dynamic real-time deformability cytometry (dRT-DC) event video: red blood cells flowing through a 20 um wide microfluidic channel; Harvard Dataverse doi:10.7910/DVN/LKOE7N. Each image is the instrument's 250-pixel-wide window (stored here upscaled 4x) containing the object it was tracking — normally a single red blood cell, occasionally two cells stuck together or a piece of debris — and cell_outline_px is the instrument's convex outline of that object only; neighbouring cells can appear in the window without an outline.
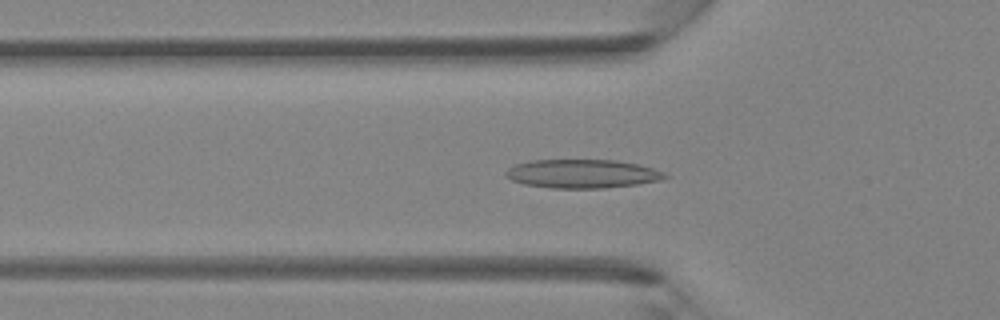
{"species": "Egyptian fruit bat (a non-hibernating species)", "species_latin": "Rousettus aegyptiacus", "temperature_condition": "room temperature", "stored_images_in_passage": 43, "camera_frame_rate_fps": 3000, "um_per_image_px": 0.085, "animal": {"sex": "female"}, "frame": {"image": 1, "passage_image": 14, "time_ms": 4.333, "image_size_px": [1000, 320], "cell_outline_px": [[668, 176], [660, 180], [636, 184], [604, 188], [552, 188], [524, 184], [512, 180], [504, 176], [504, 172], [508, 168], [516, 164], [532, 160], [616, 160], [636, 164], [652, 168], [664, 172]], "centroid_in_image_um": [49.45, 14.77], "position_along_channel_um": 76.3, "area_um2": 26.47}}
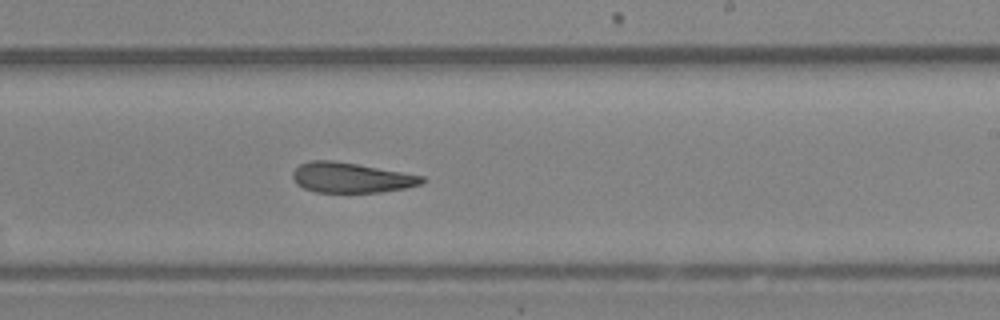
{"frame": {"image": 2, "passage_image": 26, "time_ms": 8.333, "image_size_px": [1000, 320], "cell_outline_px": [[428, 180], [420, 184], [404, 188], [380, 192], [316, 192], [304, 188], [296, 184], [292, 176], [292, 172], [300, 164], [308, 160], [332, 160], [356, 164], [424, 176]], "centroid_in_image_um": [29.82, 15.1], "position_along_channel_um": 259.2, "area_um2": 22.6}}
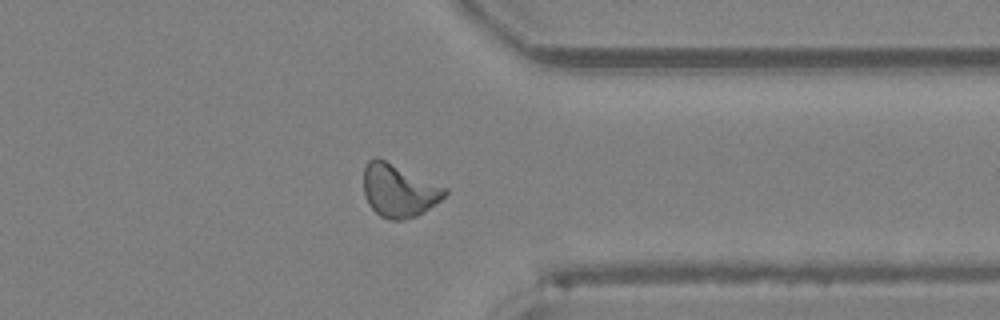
{"frame": {"image": 3, "passage_image": 34, "time_ms": 11.0, "image_size_px": [1000, 320], "cell_outline_px": [[448, 192], [440, 200], [424, 212], [416, 216], [404, 220], [392, 220], [380, 216], [368, 204], [364, 196], [364, 168], [368, 160], [376, 156], [448, 188]], "centroid_in_image_um": [33.89, 16.2], "position_along_channel_um": 377.5, "area_um2": 25.03}}